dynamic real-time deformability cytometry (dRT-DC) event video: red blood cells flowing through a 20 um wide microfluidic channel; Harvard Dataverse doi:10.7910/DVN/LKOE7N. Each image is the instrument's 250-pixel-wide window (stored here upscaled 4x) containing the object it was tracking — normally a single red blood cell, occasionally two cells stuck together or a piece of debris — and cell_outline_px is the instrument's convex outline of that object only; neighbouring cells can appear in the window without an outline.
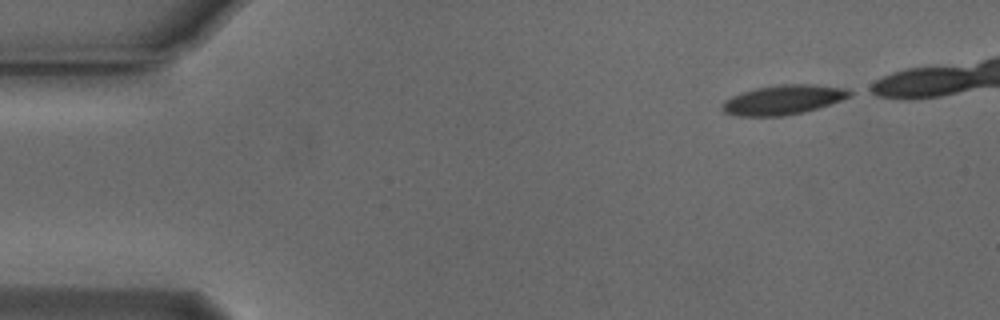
{"species": "Egyptian fruit bat (a non-hibernating species)", "species_latin": "Rousettus aegyptiacus", "temperature_condition": "cold", "stored_images_in_passage": 40, "camera_frame_rate_fps": 3000, "um_per_image_px": 0.085, "animal": {"sex": "male"}, "frame": {"image": 1, "passage_image": 1, "time_ms": 0.0, "image_size_px": [1000, 320], "cell_outline_px": [[852, 96], [804, 112], [784, 116], [736, 116], [724, 112], [720, 108], [720, 104], [724, 100], [732, 96], [756, 88], [780, 84], [812, 84], [844, 88], [852, 92]], "centroid_in_image_um": [66.52, 8.49], "position_along_channel_um": 18.5, "area_um2": 21.85}}
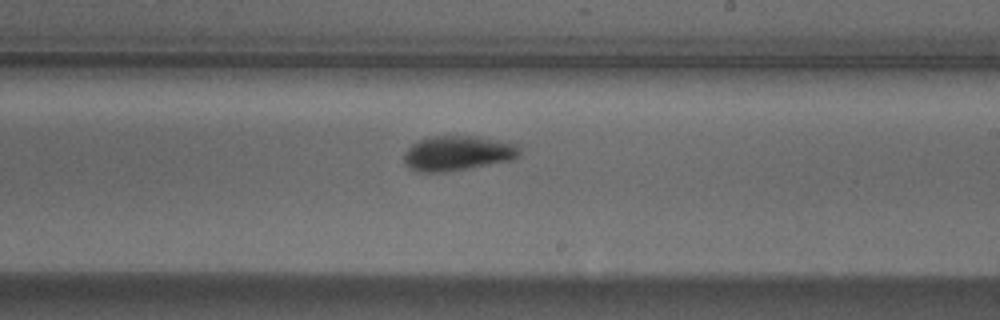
{"frame": {"image": 2, "passage_image": 27, "time_ms": 8.667, "image_size_px": [1000, 320], "cell_outline_px": [[520, 156], [508, 160], [444, 172], [416, 172], [408, 168], [404, 164], [404, 152], [412, 144], [420, 140], [432, 136], [476, 136], [516, 144], [520, 148]], "centroid_in_image_um": [38.83, 13.02], "position_along_channel_um": 250.2, "area_um2": 23.24}}
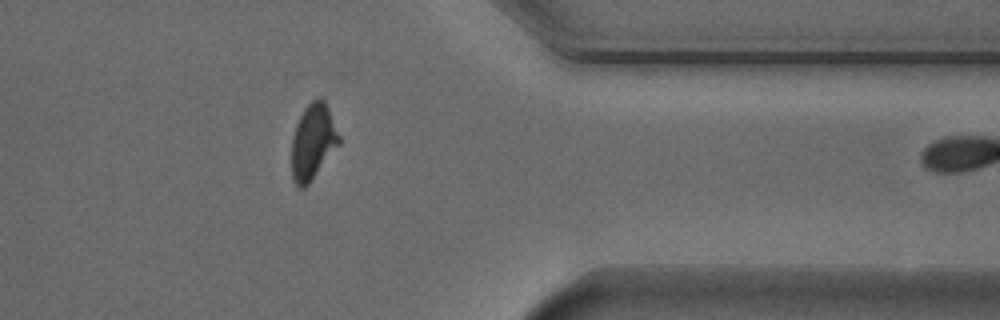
{"frame": {"image": 3, "passage_image": 39, "time_ms": 12.667, "image_size_px": [1000, 320], "cell_outline_px": [[340, 144], [308, 184], [304, 188], [300, 188], [296, 184], [292, 176], [292, 136], [296, 124], [304, 108], [312, 100], [320, 96], [324, 100], [328, 108], [340, 136]], "centroid_in_image_um": [26.6, 12.03], "position_along_channel_um": 384.8, "area_um2": 20.75}}